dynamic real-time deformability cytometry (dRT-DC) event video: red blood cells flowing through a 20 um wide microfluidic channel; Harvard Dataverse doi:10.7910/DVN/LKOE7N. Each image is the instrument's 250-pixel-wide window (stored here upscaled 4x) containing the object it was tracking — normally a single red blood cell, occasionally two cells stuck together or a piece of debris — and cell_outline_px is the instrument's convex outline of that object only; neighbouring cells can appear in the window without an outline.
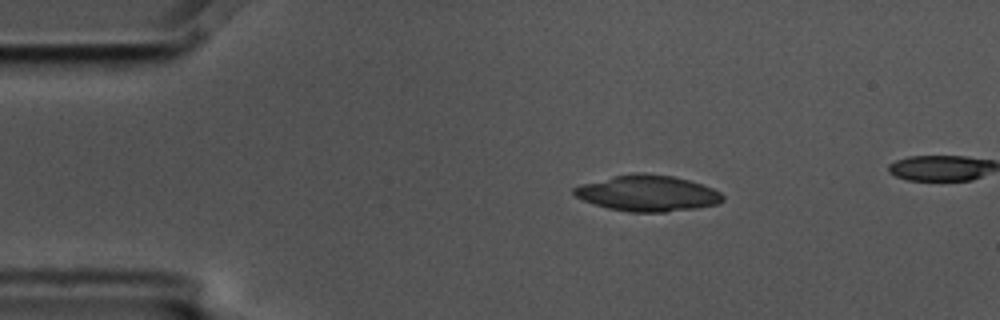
{"species": "common noctule bat (a hibernating species)", "species_latin": "Nyctalus noctula", "temperature_condition": "cold", "stored_images_in_passage": 5, "camera_frame_rate_fps": 3000, "um_per_image_px": 0.085, "animal": {"sex": "male", "body_mass_g": 17.5, "forearm_length_mm": 52.3}, "frame": {"image": 1, "passage_image": 2, "time_ms": 0.333, "image_size_px": [1000, 320], "cell_outline_px": [[724, 200], [720, 204], [696, 208], [664, 212], [628, 212], [608, 208], [584, 200], [576, 196], [572, 192], [572, 188], [584, 184], [612, 176], [632, 172], [644, 172], [672, 176], [688, 180], [712, 188], [720, 192], [724, 196]], "centroid_in_image_um": [55.07, 16.42], "position_along_channel_um": 29.9, "area_um2": 31.15}}